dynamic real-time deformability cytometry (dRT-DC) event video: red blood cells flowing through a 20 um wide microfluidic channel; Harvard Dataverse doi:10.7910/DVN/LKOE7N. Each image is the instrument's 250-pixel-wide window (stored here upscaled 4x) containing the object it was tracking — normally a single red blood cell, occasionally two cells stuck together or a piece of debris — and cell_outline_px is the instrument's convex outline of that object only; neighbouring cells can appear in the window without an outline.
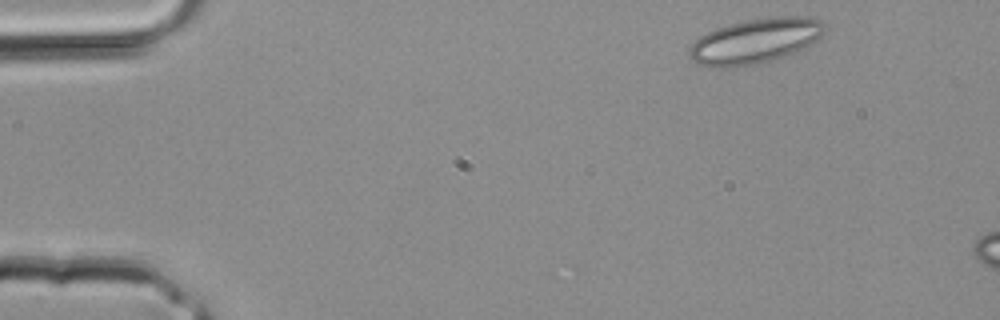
{"species": "common noctule bat (a hibernating species)", "species_latin": "Nyctalus noctula", "temperature_condition": "room temperature", "stored_images_in_passage": 3, "camera_frame_rate_fps": 3000, "um_per_image_px": 0.085, "animal": {"sex": "male", "body_mass_g": 20.4}, "frame": {"image": 1, "passage_image": 1, "time_ms": 0.0, "image_size_px": [1000, 320], "cell_outline_px": [[828, 28], [820, 36], [804, 48], [784, 56], [772, 60], [756, 64], [728, 68], [708, 68], [692, 60], [688, 56], [688, 48], [700, 36], [716, 28], [728, 24], [744, 20], [780, 16], [800, 16], [820, 20]], "centroid_in_image_um": [64.15, 3.5], "position_along_channel_um": 20.8, "area_um2": 35.55}}